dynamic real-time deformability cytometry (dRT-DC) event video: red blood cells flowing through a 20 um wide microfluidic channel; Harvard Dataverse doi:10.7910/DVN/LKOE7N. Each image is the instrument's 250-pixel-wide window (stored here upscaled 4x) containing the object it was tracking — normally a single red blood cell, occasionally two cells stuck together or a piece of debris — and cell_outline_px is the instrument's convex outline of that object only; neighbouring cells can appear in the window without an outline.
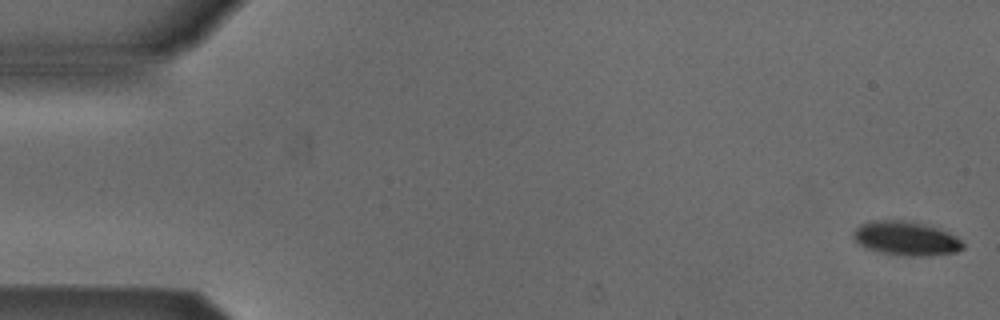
{"species": "Egyptian fruit bat (a non-hibernating species)", "species_latin": "Rousettus aegyptiacus", "temperature_condition": "cold", "stored_images_in_passage": 53, "camera_frame_rate_fps": 3000, "um_per_image_px": 0.085, "animal": {"sex": "male"}, "frame": {"image": 1, "passage_image": 1, "time_ms": 0.0, "image_size_px": [1000, 320], "cell_outline_px": [[964, 248], [956, 252], [928, 256], [904, 256], [880, 252], [864, 248], [852, 236], [852, 232], [860, 224], [868, 220], [904, 220], [924, 224], [948, 232], [956, 236], [964, 244]], "centroid_in_image_um": [76.98, 20.27], "position_along_channel_um": 8.0, "area_um2": 21.91}}
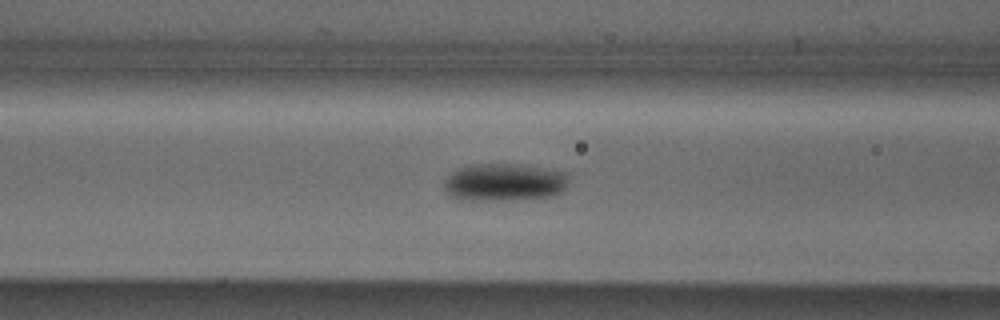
{"frame": {"image": 2, "passage_image": 21, "time_ms": 6.667, "image_size_px": [1000, 320], "cell_outline_px": [[568, 184], [560, 192], [552, 196], [516, 200], [460, 200], [448, 196], [444, 192], [444, 180], [452, 172], [460, 168], [480, 164], [520, 164], [564, 172], [568, 176]], "centroid_in_image_um": [42.83, 15.51], "position_along_channel_um": 123.8, "area_um2": 27.46}}
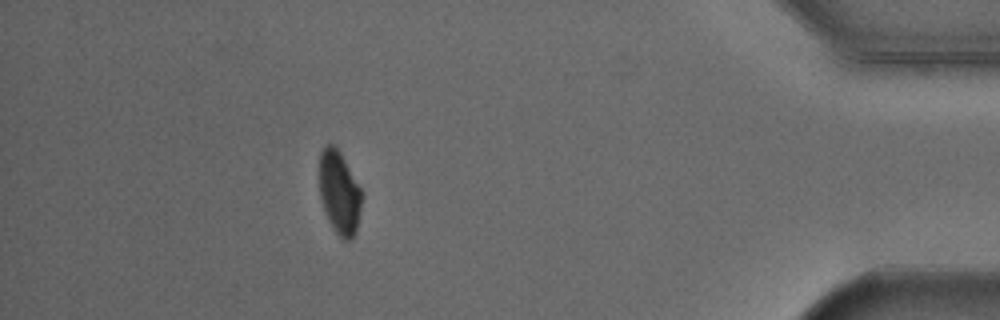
{"frame": {"image": 3, "passage_image": 47, "time_ms": 15.333, "image_size_px": [1000, 320], "cell_outline_px": [[364, 196], [356, 232], [348, 240], [344, 240], [332, 228], [324, 212], [320, 196], [320, 152], [328, 144], [332, 144], [340, 152], [360, 188]], "centroid_in_image_um": [28.86, 16.41], "position_along_channel_um": 406.3, "area_um2": 20.46}, "authors_computed_cell_mechanics": {"area_um2": 23.6402, "velocity_mm_per_s": 3.8763, "shape_relaxation_time_tau1_ms": 2.8538, "shape_relaxation_time_tau2_ms": null, "deformation_change_tau1": 0.0937, "deformation_change_tau2": null}}